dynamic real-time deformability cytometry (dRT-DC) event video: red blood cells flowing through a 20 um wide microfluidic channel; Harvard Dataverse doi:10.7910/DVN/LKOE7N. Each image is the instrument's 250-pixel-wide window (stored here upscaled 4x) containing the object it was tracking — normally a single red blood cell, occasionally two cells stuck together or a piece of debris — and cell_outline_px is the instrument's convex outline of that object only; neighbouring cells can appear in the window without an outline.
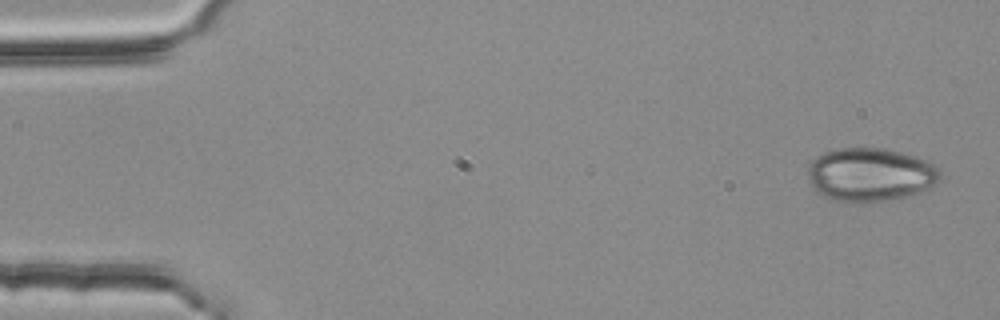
{"species": "common noctule bat (a hibernating species)", "species_latin": "Nyctalus noctula", "temperature_condition": "room temperature", "stored_images_in_passage": 4, "camera_frame_rate_fps": 3000, "um_per_image_px": 0.085, "animal": {"sex": "female", "body_mass_g": 25.1}, "frame": {"image": 1, "passage_image": 1, "time_ms": 0.0, "image_size_px": [1000, 320], "cell_outline_px": [[940, 176], [936, 184], [920, 192], [904, 196], [884, 200], [860, 204], [836, 200], [824, 196], [812, 188], [808, 180], [808, 168], [812, 160], [816, 156], [824, 152], [840, 148], [880, 148], [900, 152], [916, 156], [932, 164], [940, 172]], "centroid_in_image_um": [73.93, 14.85], "position_along_channel_um": 11.1, "area_um2": 41.15}}